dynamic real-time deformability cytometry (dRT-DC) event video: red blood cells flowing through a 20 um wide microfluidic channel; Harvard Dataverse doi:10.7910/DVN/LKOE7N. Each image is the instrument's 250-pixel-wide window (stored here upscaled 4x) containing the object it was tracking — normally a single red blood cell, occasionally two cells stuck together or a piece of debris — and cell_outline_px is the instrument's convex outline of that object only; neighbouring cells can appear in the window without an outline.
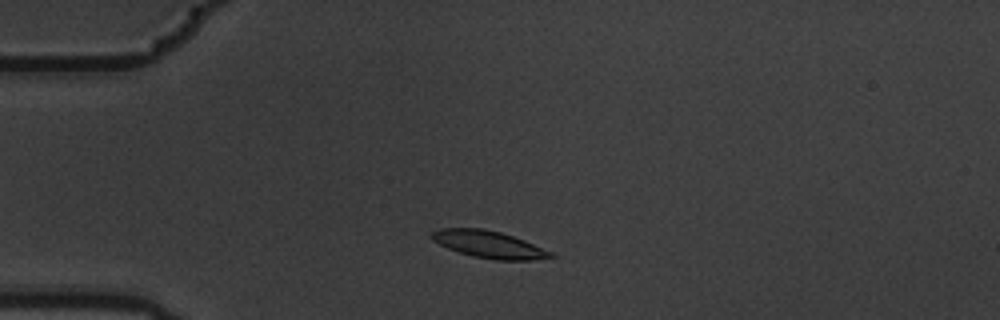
{"species": "common noctule bat (a hibernating species)", "species_latin": "Nyctalus noctula", "temperature_condition": "warm", "stored_images_in_passage": 3, "camera_frame_rate_fps": 3000, "um_per_image_px": 0.085, "animal": {"sex": "male", "body_mass_g": 19.5, "forearm_length_mm": 54.6}, "frame": {"image": 1, "passage_image": 2, "time_ms": 0.333, "image_size_px": [1000, 320], "cell_outline_px": [[556, 256], [532, 260], [496, 260], [472, 256], [448, 248], [432, 240], [428, 236], [436, 228], [484, 228], [500, 232], [524, 240], [552, 252]], "centroid_in_image_um": [41.51, 20.76], "position_along_channel_um": 43.5, "area_um2": 18.79}}